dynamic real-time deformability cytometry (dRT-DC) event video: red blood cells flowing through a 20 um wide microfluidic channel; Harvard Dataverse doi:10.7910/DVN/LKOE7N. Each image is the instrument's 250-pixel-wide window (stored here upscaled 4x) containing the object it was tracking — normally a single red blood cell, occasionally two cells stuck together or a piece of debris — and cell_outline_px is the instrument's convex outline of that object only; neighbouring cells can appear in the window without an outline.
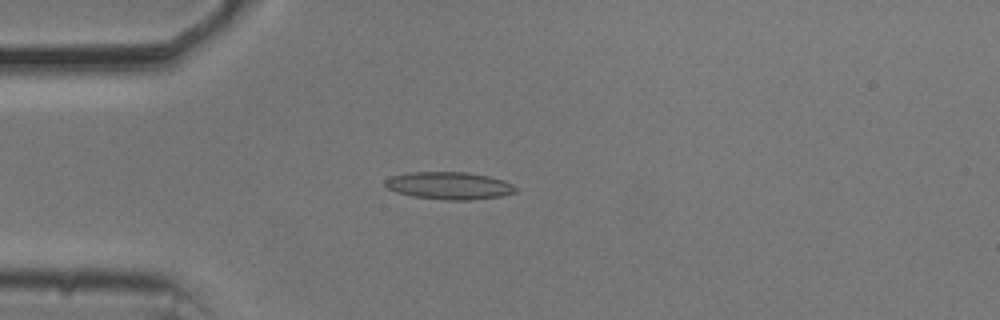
{"species": "common noctule bat (a hibernating species)", "species_latin": "Nyctalus noctula", "temperature_condition": "cold", "stored_images_in_passage": 54, "camera_frame_rate_fps": 3000, "um_per_image_px": 0.085, "animal": {"sex": "male", "body_mass_g": 20.5, "forearm_length_mm": 52.5}, "frame": {"image": 1, "passage_image": 14, "time_ms": 4.333, "image_size_px": [1000, 320], "cell_outline_px": [[516, 192], [500, 196], [468, 200], [444, 200], [412, 196], [396, 192], [388, 188], [384, 184], [384, 180], [392, 176], [408, 172], [468, 172], [488, 176], [504, 180], [512, 184], [516, 188]], "centroid_in_image_um": [38.16, 15.77], "position_along_channel_um": 46.8, "area_um2": 20.87}}
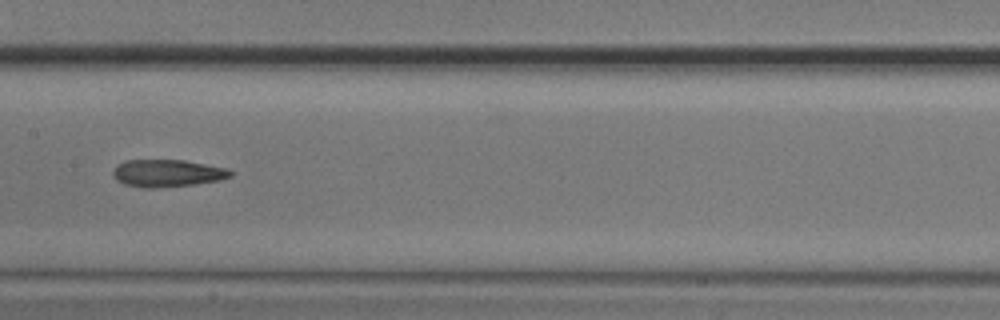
{"frame": {"image": 2, "passage_image": 27, "time_ms": 8.667, "image_size_px": [1000, 320], "cell_outline_px": [[232, 176], [220, 180], [192, 184], [152, 188], [144, 188], [124, 184], [116, 180], [112, 176], [112, 172], [116, 164], [124, 160], [184, 160], [228, 168], [232, 172]], "centroid_in_image_um": [14.18, 14.71], "position_along_channel_um": 193.2, "area_um2": 18.79}}
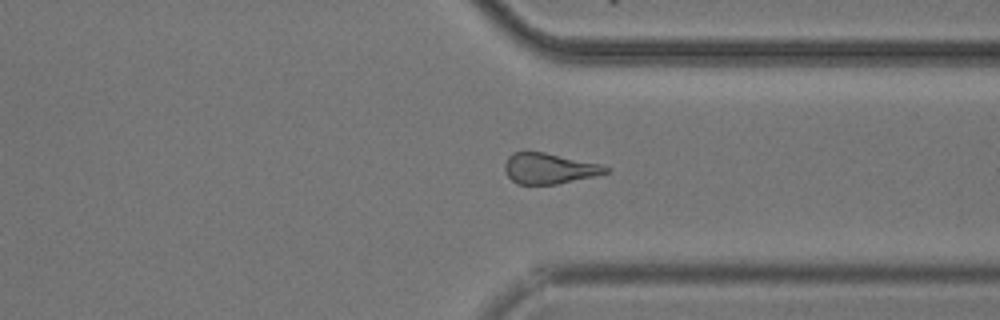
{"frame": {"image": 3, "passage_image": 41, "time_ms": 13.333, "image_size_px": [1000, 320], "cell_outline_px": [[612, 168], [608, 172], [592, 176], [556, 184], [516, 184], [504, 172], [504, 164], [508, 156], [512, 152], [544, 152], [600, 164]], "centroid_in_image_um": [46.64, 14.31], "position_along_channel_um": 364.8, "area_um2": 17.92}, "authors_computed_cell_mechanics": {"area_um2": 19.2763, "velocity_mm_per_s": 3.6837, "shape_relaxation_time_tau1_ms": 8.4421, "shape_relaxation_time_tau2_ms": 8.7006, "deformation_change_tau1": 0.1926, "deformation_change_tau2": 0.2163}}